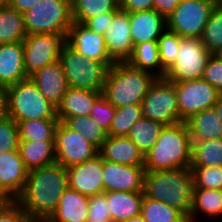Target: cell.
Here are the masks:
<instances>
[{"label": "cell", "instance_id": "cell-19", "mask_svg": "<svg viewBox=\"0 0 222 222\" xmlns=\"http://www.w3.org/2000/svg\"><path fill=\"white\" fill-rule=\"evenodd\" d=\"M41 94L56 108L69 88L60 60L48 64L29 77Z\"/></svg>", "mask_w": 222, "mask_h": 222}, {"label": "cell", "instance_id": "cell-13", "mask_svg": "<svg viewBox=\"0 0 222 222\" xmlns=\"http://www.w3.org/2000/svg\"><path fill=\"white\" fill-rule=\"evenodd\" d=\"M56 163L68 168L98 154V150L79 133L59 121L55 131Z\"/></svg>", "mask_w": 222, "mask_h": 222}, {"label": "cell", "instance_id": "cell-21", "mask_svg": "<svg viewBox=\"0 0 222 222\" xmlns=\"http://www.w3.org/2000/svg\"><path fill=\"white\" fill-rule=\"evenodd\" d=\"M133 45L157 41L167 29V19L156 10L129 13Z\"/></svg>", "mask_w": 222, "mask_h": 222}, {"label": "cell", "instance_id": "cell-42", "mask_svg": "<svg viewBox=\"0 0 222 222\" xmlns=\"http://www.w3.org/2000/svg\"><path fill=\"white\" fill-rule=\"evenodd\" d=\"M115 112L116 107L101 95L91 107L90 117L108 133Z\"/></svg>", "mask_w": 222, "mask_h": 222}, {"label": "cell", "instance_id": "cell-38", "mask_svg": "<svg viewBox=\"0 0 222 222\" xmlns=\"http://www.w3.org/2000/svg\"><path fill=\"white\" fill-rule=\"evenodd\" d=\"M141 104L116 108L108 136L127 137L133 124L142 117Z\"/></svg>", "mask_w": 222, "mask_h": 222}, {"label": "cell", "instance_id": "cell-11", "mask_svg": "<svg viewBox=\"0 0 222 222\" xmlns=\"http://www.w3.org/2000/svg\"><path fill=\"white\" fill-rule=\"evenodd\" d=\"M176 89L179 118L185 122L192 115L212 109L220 92L203 78L173 82Z\"/></svg>", "mask_w": 222, "mask_h": 222}, {"label": "cell", "instance_id": "cell-33", "mask_svg": "<svg viewBox=\"0 0 222 222\" xmlns=\"http://www.w3.org/2000/svg\"><path fill=\"white\" fill-rule=\"evenodd\" d=\"M118 0H72L71 13L73 21L84 24L88 19L100 14L119 11Z\"/></svg>", "mask_w": 222, "mask_h": 222}, {"label": "cell", "instance_id": "cell-29", "mask_svg": "<svg viewBox=\"0 0 222 222\" xmlns=\"http://www.w3.org/2000/svg\"><path fill=\"white\" fill-rule=\"evenodd\" d=\"M127 63L133 68L152 73L158 78H163L166 74V70L161 65L157 41L135 45Z\"/></svg>", "mask_w": 222, "mask_h": 222}, {"label": "cell", "instance_id": "cell-51", "mask_svg": "<svg viewBox=\"0 0 222 222\" xmlns=\"http://www.w3.org/2000/svg\"><path fill=\"white\" fill-rule=\"evenodd\" d=\"M213 109L215 110L216 115L218 116L219 120L222 123V93H220L216 104L214 105Z\"/></svg>", "mask_w": 222, "mask_h": 222}, {"label": "cell", "instance_id": "cell-52", "mask_svg": "<svg viewBox=\"0 0 222 222\" xmlns=\"http://www.w3.org/2000/svg\"><path fill=\"white\" fill-rule=\"evenodd\" d=\"M121 222H145L141 214H138L136 216H133L132 218H129L127 220L121 221Z\"/></svg>", "mask_w": 222, "mask_h": 222}, {"label": "cell", "instance_id": "cell-20", "mask_svg": "<svg viewBox=\"0 0 222 222\" xmlns=\"http://www.w3.org/2000/svg\"><path fill=\"white\" fill-rule=\"evenodd\" d=\"M28 77L24 69L23 41L0 44V87L7 88Z\"/></svg>", "mask_w": 222, "mask_h": 222}, {"label": "cell", "instance_id": "cell-43", "mask_svg": "<svg viewBox=\"0 0 222 222\" xmlns=\"http://www.w3.org/2000/svg\"><path fill=\"white\" fill-rule=\"evenodd\" d=\"M87 222H112L104 193L89 197Z\"/></svg>", "mask_w": 222, "mask_h": 222}, {"label": "cell", "instance_id": "cell-45", "mask_svg": "<svg viewBox=\"0 0 222 222\" xmlns=\"http://www.w3.org/2000/svg\"><path fill=\"white\" fill-rule=\"evenodd\" d=\"M202 78L222 93V60L218 56L210 57Z\"/></svg>", "mask_w": 222, "mask_h": 222}, {"label": "cell", "instance_id": "cell-31", "mask_svg": "<svg viewBox=\"0 0 222 222\" xmlns=\"http://www.w3.org/2000/svg\"><path fill=\"white\" fill-rule=\"evenodd\" d=\"M26 36L23 13L6 4L0 10V44L20 42Z\"/></svg>", "mask_w": 222, "mask_h": 222}, {"label": "cell", "instance_id": "cell-7", "mask_svg": "<svg viewBox=\"0 0 222 222\" xmlns=\"http://www.w3.org/2000/svg\"><path fill=\"white\" fill-rule=\"evenodd\" d=\"M59 60L69 87L103 92L109 67L102 62L83 57L66 43Z\"/></svg>", "mask_w": 222, "mask_h": 222}, {"label": "cell", "instance_id": "cell-16", "mask_svg": "<svg viewBox=\"0 0 222 222\" xmlns=\"http://www.w3.org/2000/svg\"><path fill=\"white\" fill-rule=\"evenodd\" d=\"M65 43L85 58L105 63L109 68L114 64L106 51L103 35L89 30L83 24L73 21Z\"/></svg>", "mask_w": 222, "mask_h": 222}, {"label": "cell", "instance_id": "cell-26", "mask_svg": "<svg viewBox=\"0 0 222 222\" xmlns=\"http://www.w3.org/2000/svg\"><path fill=\"white\" fill-rule=\"evenodd\" d=\"M55 140H20L19 152L28 170L48 166L56 162Z\"/></svg>", "mask_w": 222, "mask_h": 222}, {"label": "cell", "instance_id": "cell-23", "mask_svg": "<svg viewBox=\"0 0 222 222\" xmlns=\"http://www.w3.org/2000/svg\"><path fill=\"white\" fill-rule=\"evenodd\" d=\"M88 206V196L67 187L56 210L46 222H87Z\"/></svg>", "mask_w": 222, "mask_h": 222}, {"label": "cell", "instance_id": "cell-5", "mask_svg": "<svg viewBox=\"0 0 222 222\" xmlns=\"http://www.w3.org/2000/svg\"><path fill=\"white\" fill-rule=\"evenodd\" d=\"M6 115L16 123L26 120L58 119L57 108L28 77L5 88Z\"/></svg>", "mask_w": 222, "mask_h": 222}, {"label": "cell", "instance_id": "cell-17", "mask_svg": "<svg viewBox=\"0 0 222 222\" xmlns=\"http://www.w3.org/2000/svg\"><path fill=\"white\" fill-rule=\"evenodd\" d=\"M28 172L19 151L1 153L0 198L15 201L25 186Z\"/></svg>", "mask_w": 222, "mask_h": 222}, {"label": "cell", "instance_id": "cell-41", "mask_svg": "<svg viewBox=\"0 0 222 222\" xmlns=\"http://www.w3.org/2000/svg\"><path fill=\"white\" fill-rule=\"evenodd\" d=\"M18 124L5 115L0 119V154L10 151H19Z\"/></svg>", "mask_w": 222, "mask_h": 222}, {"label": "cell", "instance_id": "cell-49", "mask_svg": "<svg viewBox=\"0 0 222 222\" xmlns=\"http://www.w3.org/2000/svg\"><path fill=\"white\" fill-rule=\"evenodd\" d=\"M40 0H7V5L20 13H24Z\"/></svg>", "mask_w": 222, "mask_h": 222}, {"label": "cell", "instance_id": "cell-8", "mask_svg": "<svg viewBox=\"0 0 222 222\" xmlns=\"http://www.w3.org/2000/svg\"><path fill=\"white\" fill-rule=\"evenodd\" d=\"M142 115L165 126L183 122L179 118L176 89L173 82L157 78L142 103Z\"/></svg>", "mask_w": 222, "mask_h": 222}, {"label": "cell", "instance_id": "cell-50", "mask_svg": "<svg viewBox=\"0 0 222 222\" xmlns=\"http://www.w3.org/2000/svg\"><path fill=\"white\" fill-rule=\"evenodd\" d=\"M6 115L5 88L0 87V119Z\"/></svg>", "mask_w": 222, "mask_h": 222}, {"label": "cell", "instance_id": "cell-40", "mask_svg": "<svg viewBox=\"0 0 222 222\" xmlns=\"http://www.w3.org/2000/svg\"><path fill=\"white\" fill-rule=\"evenodd\" d=\"M194 188L222 189V167H190Z\"/></svg>", "mask_w": 222, "mask_h": 222}, {"label": "cell", "instance_id": "cell-9", "mask_svg": "<svg viewBox=\"0 0 222 222\" xmlns=\"http://www.w3.org/2000/svg\"><path fill=\"white\" fill-rule=\"evenodd\" d=\"M176 61L164 76L170 82H183L203 77L212 54L199 38L181 37Z\"/></svg>", "mask_w": 222, "mask_h": 222}, {"label": "cell", "instance_id": "cell-32", "mask_svg": "<svg viewBox=\"0 0 222 222\" xmlns=\"http://www.w3.org/2000/svg\"><path fill=\"white\" fill-rule=\"evenodd\" d=\"M190 167H222V138L192 142Z\"/></svg>", "mask_w": 222, "mask_h": 222}, {"label": "cell", "instance_id": "cell-53", "mask_svg": "<svg viewBox=\"0 0 222 222\" xmlns=\"http://www.w3.org/2000/svg\"><path fill=\"white\" fill-rule=\"evenodd\" d=\"M7 4V0H0V10Z\"/></svg>", "mask_w": 222, "mask_h": 222}, {"label": "cell", "instance_id": "cell-1", "mask_svg": "<svg viewBox=\"0 0 222 222\" xmlns=\"http://www.w3.org/2000/svg\"><path fill=\"white\" fill-rule=\"evenodd\" d=\"M67 187V170L55 162L29 170L25 186L15 201L32 222H46L56 210Z\"/></svg>", "mask_w": 222, "mask_h": 222}, {"label": "cell", "instance_id": "cell-47", "mask_svg": "<svg viewBox=\"0 0 222 222\" xmlns=\"http://www.w3.org/2000/svg\"><path fill=\"white\" fill-rule=\"evenodd\" d=\"M119 8L127 13L149 11L154 9V0H120Z\"/></svg>", "mask_w": 222, "mask_h": 222}, {"label": "cell", "instance_id": "cell-35", "mask_svg": "<svg viewBox=\"0 0 222 222\" xmlns=\"http://www.w3.org/2000/svg\"><path fill=\"white\" fill-rule=\"evenodd\" d=\"M63 123L71 130L79 133L98 151L108 137L107 132L90 116L68 117L63 121Z\"/></svg>", "mask_w": 222, "mask_h": 222}, {"label": "cell", "instance_id": "cell-2", "mask_svg": "<svg viewBox=\"0 0 222 222\" xmlns=\"http://www.w3.org/2000/svg\"><path fill=\"white\" fill-rule=\"evenodd\" d=\"M192 141L186 122L165 126L153 147L144 155L145 172L190 168Z\"/></svg>", "mask_w": 222, "mask_h": 222}, {"label": "cell", "instance_id": "cell-15", "mask_svg": "<svg viewBox=\"0 0 222 222\" xmlns=\"http://www.w3.org/2000/svg\"><path fill=\"white\" fill-rule=\"evenodd\" d=\"M106 51L114 63L127 62L134 45L130 35L129 13L119 10L103 34Z\"/></svg>", "mask_w": 222, "mask_h": 222}, {"label": "cell", "instance_id": "cell-3", "mask_svg": "<svg viewBox=\"0 0 222 222\" xmlns=\"http://www.w3.org/2000/svg\"><path fill=\"white\" fill-rule=\"evenodd\" d=\"M193 173L190 168L145 172L143 194L190 216L193 197Z\"/></svg>", "mask_w": 222, "mask_h": 222}, {"label": "cell", "instance_id": "cell-48", "mask_svg": "<svg viewBox=\"0 0 222 222\" xmlns=\"http://www.w3.org/2000/svg\"><path fill=\"white\" fill-rule=\"evenodd\" d=\"M180 0H154V10L166 19L173 13Z\"/></svg>", "mask_w": 222, "mask_h": 222}, {"label": "cell", "instance_id": "cell-28", "mask_svg": "<svg viewBox=\"0 0 222 222\" xmlns=\"http://www.w3.org/2000/svg\"><path fill=\"white\" fill-rule=\"evenodd\" d=\"M199 214L206 215L210 219L222 215V189L193 188L192 207L188 221L196 222Z\"/></svg>", "mask_w": 222, "mask_h": 222}, {"label": "cell", "instance_id": "cell-22", "mask_svg": "<svg viewBox=\"0 0 222 222\" xmlns=\"http://www.w3.org/2000/svg\"><path fill=\"white\" fill-rule=\"evenodd\" d=\"M98 153L109 162L144 166L145 154L128 137L108 136Z\"/></svg>", "mask_w": 222, "mask_h": 222}, {"label": "cell", "instance_id": "cell-4", "mask_svg": "<svg viewBox=\"0 0 222 222\" xmlns=\"http://www.w3.org/2000/svg\"><path fill=\"white\" fill-rule=\"evenodd\" d=\"M157 78L127 62L114 63L108 70L102 95L116 108L141 104Z\"/></svg>", "mask_w": 222, "mask_h": 222}, {"label": "cell", "instance_id": "cell-54", "mask_svg": "<svg viewBox=\"0 0 222 222\" xmlns=\"http://www.w3.org/2000/svg\"><path fill=\"white\" fill-rule=\"evenodd\" d=\"M215 55L222 60V48Z\"/></svg>", "mask_w": 222, "mask_h": 222}, {"label": "cell", "instance_id": "cell-18", "mask_svg": "<svg viewBox=\"0 0 222 222\" xmlns=\"http://www.w3.org/2000/svg\"><path fill=\"white\" fill-rule=\"evenodd\" d=\"M145 169L143 166H129L103 160L104 192L143 191Z\"/></svg>", "mask_w": 222, "mask_h": 222}, {"label": "cell", "instance_id": "cell-39", "mask_svg": "<svg viewBox=\"0 0 222 222\" xmlns=\"http://www.w3.org/2000/svg\"><path fill=\"white\" fill-rule=\"evenodd\" d=\"M181 37L168 29L158 38V50L162 67L167 71L176 61Z\"/></svg>", "mask_w": 222, "mask_h": 222}, {"label": "cell", "instance_id": "cell-46", "mask_svg": "<svg viewBox=\"0 0 222 222\" xmlns=\"http://www.w3.org/2000/svg\"><path fill=\"white\" fill-rule=\"evenodd\" d=\"M117 12L118 11H110L100 14L96 17L88 19L83 25L86 26L89 30L103 35Z\"/></svg>", "mask_w": 222, "mask_h": 222}, {"label": "cell", "instance_id": "cell-6", "mask_svg": "<svg viewBox=\"0 0 222 222\" xmlns=\"http://www.w3.org/2000/svg\"><path fill=\"white\" fill-rule=\"evenodd\" d=\"M28 34H60L65 39L73 23L70 0H40L23 13Z\"/></svg>", "mask_w": 222, "mask_h": 222}, {"label": "cell", "instance_id": "cell-24", "mask_svg": "<svg viewBox=\"0 0 222 222\" xmlns=\"http://www.w3.org/2000/svg\"><path fill=\"white\" fill-rule=\"evenodd\" d=\"M101 95V92L69 87L57 107L58 120L63 122L68 117L90 116L91 107Z\"/></svg>", "mask_w": 222, "mask_h": 222}, {"label": "cell", "instance_id": "cell-36", "mask_svg": "<svg viewBox=\"0 0 222 222\" xmlns=\"http://www.w3.org/2000/svg\"><path fill=\"white\" fill-rule=\"evenodd\" d=\"M58 119H33L17 122L20 140H55Z\"/></svg>", "mask_w": 222, "mask_h": 222}, {"label": "cell", "instance_id": "cell-34", "mask_svg": "<svg viewBox=\"0 0 222 222\" xmlns=\"http://www.w3.org/2000/svg\"><path fill=\"white\" fill-rule=\"evenodd\" d=\"M140 214L145 222H189L179 210L146 196L142 199Z\"/></svg>", "mask_w": 222, "mask_h": 222}, {"label": "cell", "instance_id": "cell-12", "mask_svg": "<svg viewBox=\"0 0 222 222\" xmlns=\"http://www.w3.org/2000/svg\"><path fill=\"white\" fill-rule=\"evenodd\" d=\"M65 38L60 34H28L23 40L24 69L27 77L59 60Z\"/></svg>", "mask_w": 222, "mask_h": 222}, {"label": "cell", "instance_id": "cell-10", "mask_svg": "<svg viewBox=\"0 0 222 222\" xmlns=\"http://www.w3.org/2000/svg\"><path fill=\"white\" fill-rule=\"evenodd\" d=\"M218 0L180 1L167 18V29L180 37L201 38L212 9Z\"/></svg>", "mask_w": 222, "mask_h": 222}, {"label": "cell", "instance_id": "cell-27", "mask_svg": "<svg viewBox=\"0 0 222 222\" xmlns=\"http://www.w3.org/2000/svg\"><path fill=\"white\" fill-rule=\"evenodd\" d=\"M185 122L192 142L222 138V123L213 108L200 111Z\"/></svg>", "mask_w": 222, "mask_h": 222}, {"label": "cell", "instance_id": "cell-30", "mask_svg": "<svg viewBox=\"0 0 222 222\" xmlns=\"http://www.w3.org/2000/svg\"><path fill=\"white\" fill-rule=\"evenodd\" d=\"M164 127L162 123L142 116L133 124L127 137L146 154L160 137Z\"/></svg>", "mask_w": 222, "mask_h": 222}, {"label": "cell", "instance_id": "cell-37", "mask_svg": "<svg viewBox=\"0 0 222 222\" xmlns=\"http://www.w3.org/2000/svg\"><path fill=\"white\" fill-rule=\"evenodd\" d=\"M200 40L212 55L222 48V2L212 9Z\"/></svg>", "mask_w": 222, "mask_h": 222}, {"label": "cell", "instance_id": "cell-14", "mask_svg": "<svg viewBox=\"0 0 222 222\" xmlns=\"http://www.w3.org/2000/svg\"><path fill=\"white\" fill-rule=\"evenodd\" d=\"M68 187L85 196H94L104 192L103 158L98 153L83 163L66 168Z\"/></svg>", "mask_w": 222, "mask_h": 222}, {"label": "cell", "instance_id": "cell-44", "mask_svg": "<svg viewBox=\"0 0 222 222\" xmlns=\"http://www.w3.org/2000/svg\"><path fill=\"white\" fill-rule=\"evenodd\" d=\"M0 222H32L16 201L3 200L0 203Z\"/></svg>", "mask_w": 222, "mask_h": 222}, {"label": "cell", "instance_id": "cell-25", "mask_svg": "<svg viewBox=\"0 0 222 222\" xmlns=\"http://www.w3.org/2000/svg\"><path fill=\"white\" fill-rule=\"evenodd\" d=\"M106 195L112 222H121L141 213L143 191H107Z\"/></svg>", "mask_w": 222, "mask_h": 222}]
</instances>
